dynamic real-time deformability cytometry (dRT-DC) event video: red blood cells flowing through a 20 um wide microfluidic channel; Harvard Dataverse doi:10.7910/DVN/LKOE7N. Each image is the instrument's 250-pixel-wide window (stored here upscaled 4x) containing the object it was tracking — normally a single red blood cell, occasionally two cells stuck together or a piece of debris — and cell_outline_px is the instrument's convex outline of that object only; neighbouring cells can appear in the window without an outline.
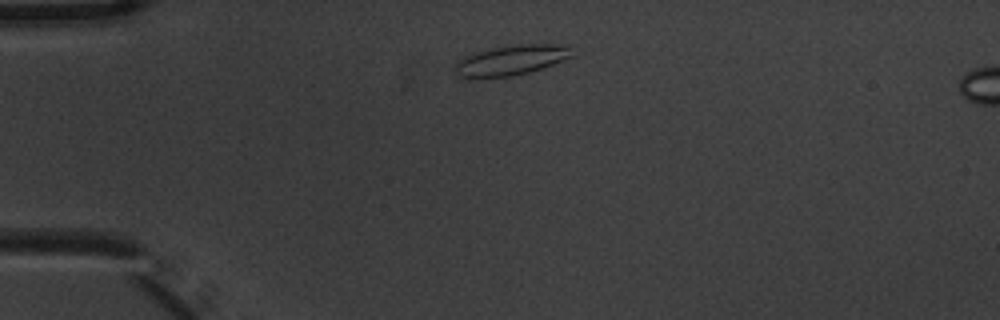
{"species": "common noctule bat (a hibernating species)", "species_latin": "Nyctalus noctula", "temperature_condition": "warm", "stored_images_in_passage": 3, "camera_frame_rate_fps": 3000, "um_per_image_px": 0.085, "animal": {"sex": "male", "body_mass_g": 20.1, "forearm_length_mm": 53.5}, "frame": {"image": 1, "passage_image": 1, "time_ms": 0.0, "image_size_px": [1000, 320], "cell_outline_px": [[572, 56], [552, 64], [528, 72], [512, 76], [460, 76], [452, 72], [452, 64], [456, 60], [464, 56], [476, 52], [492, 48], [512, 44], [568, 44]], "centroid_in_image_um": [43.39, 5.08], "position_along_channel_um": 41.6, "area_um2": 20.35}}
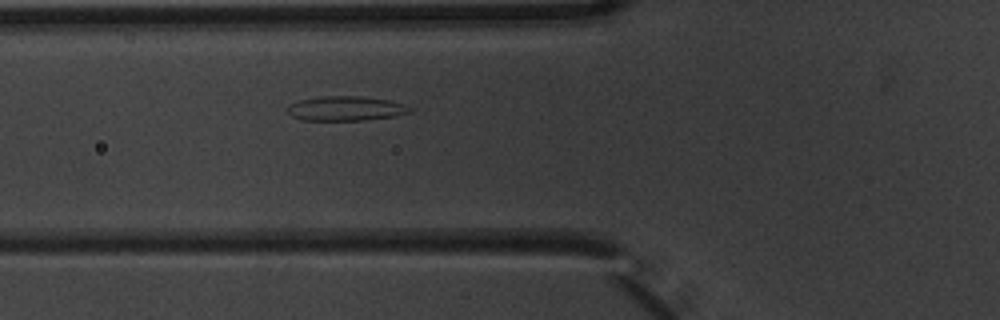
{"frame": {"image": 2, "passage_image": 3, "time_ms": 0.667, "image_size_px": [1000, 320], "cell_outline_px": [[412, 112], [392, 116], [368, 120], [300, 120], [292, 116], [288, 112], [288, 104], [300, 100], [320, 96], [360, 96], [388, 100], [404, 104], [412, 108]], "centroid_in_image_um": [29.38, 9.22], "position_along_channel_um": 96.4, "area_um2": 17.51}}